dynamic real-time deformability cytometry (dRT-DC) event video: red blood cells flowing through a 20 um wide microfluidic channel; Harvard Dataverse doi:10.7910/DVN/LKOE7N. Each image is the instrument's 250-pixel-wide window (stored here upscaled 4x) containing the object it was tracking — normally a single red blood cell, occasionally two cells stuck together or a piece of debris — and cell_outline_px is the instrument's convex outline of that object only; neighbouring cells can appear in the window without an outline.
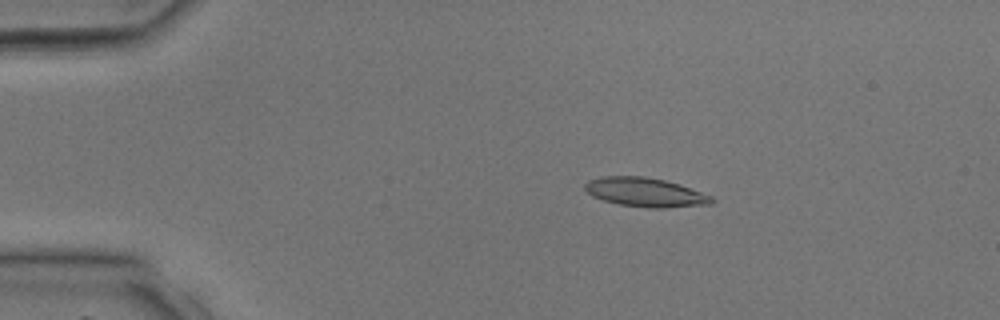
{"species": "common noctule bat (a hibernating species)", "species_latin": "Nyctalus noctula", "temperature_condition": "room temperature", "stored_images_in_passage": 15, "camera_frame_rate_fps": 3000, "um_per_image_px": 0.085, "animal": {"sex": "male", "body_mass_g": 17.9, "forearm_length_mm": 54.2}, "frame": {"image": 1, "passage_image": 7, "time_ms": 2.0, "image_size_px": [1000, 320], "cell_outline_px": [[716, 200], [712, 204], [664, 208], [648, 208], [620, 204], [604, 200], [592, 196], [584, 188], [584, 184], [588, 180], [600, 176], [644, 176], [664, 180], [680, 184], [712, 196]], "centroid_in_image_um": [54.86, 16.34], "position_along_channel_um": 30.1, "area_um2": 21.56}}
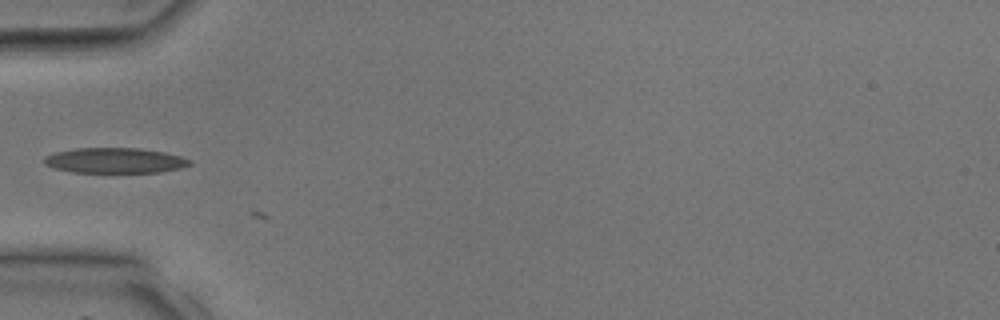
{"frame": {"image": 2, "passage_image": 13, "time_ms": 4.0, "image_size_px": [1000, 320], "cell_outline_px": [[192, 164], [180, 168], [160, 172], [72, 172], [56, 168], [44, 164], [44, 156], [56, 152], [76, 148], [140, 148], [164, 152], [180, 156], [192, 160]], "centroid_in_image_um": [9.78, 13.63], "position_along_channel_um": 75.2, "area_um2": 21.39}}